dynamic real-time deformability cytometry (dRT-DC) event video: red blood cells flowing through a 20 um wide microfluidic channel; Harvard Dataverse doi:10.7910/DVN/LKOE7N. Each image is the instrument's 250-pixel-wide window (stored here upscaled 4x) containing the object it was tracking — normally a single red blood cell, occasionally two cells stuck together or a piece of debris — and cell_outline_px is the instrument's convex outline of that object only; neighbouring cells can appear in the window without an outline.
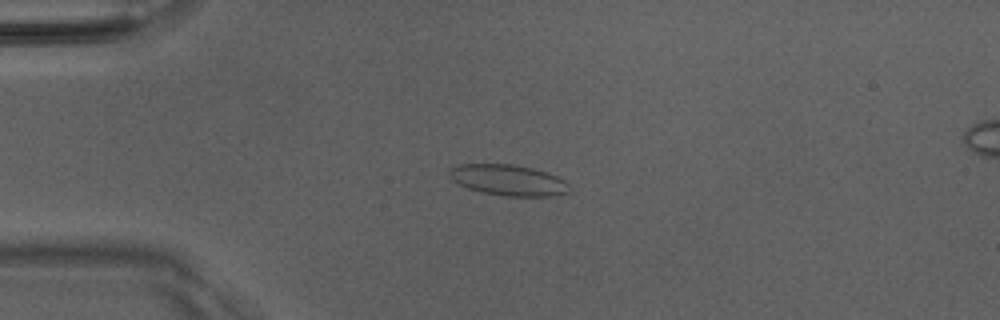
{"species": "Egyptian fruit bat (a non-hibernating species)", "species_latin": "Rousettus aegyptiacus", "temperature_condition": "room temperature", "stored_images_in_passage": 39, "camera_frame_rate_fps": 3000, "um_per_image_px": 0.085, "animal": {"sex": "male"}, "frame": {"image": 1, "passage_image": 1, "time_ms": 0.0, "image_size_px": [1000, 320], "cell_outline_px": [[568, 192], [552, 196], [508, 196], [484, 192], [468, 188], [452, 180], [448, 176], [448, 168], [460, 164], [512, 164], [532, 168], [556, 176], [564, 180], [568, 184]], "centroid_in_image_um": [43.15, 15.3], "position_along_channel_um": 41.8, "area_um2": 21.39}}
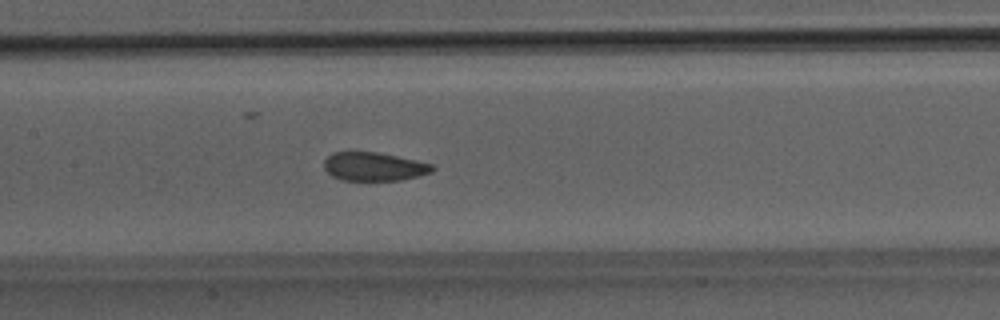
{"frame": {"image": 2, "passage_image": 13, "time_ms": 4.0, "image_size_px": [1000, 320], "cell_outline_px": [[436, 168], [432, 172], [420, 176], [400, 180], [344, 180], [332, 176], [324, 168], [324, 160], [332, 152], [376, 152], [396, 156], [432, 164]], "centroid_in_image_um": [31.79, 14.16], "position_along_channel_um": 175.6, "area_um2": 17.92}}
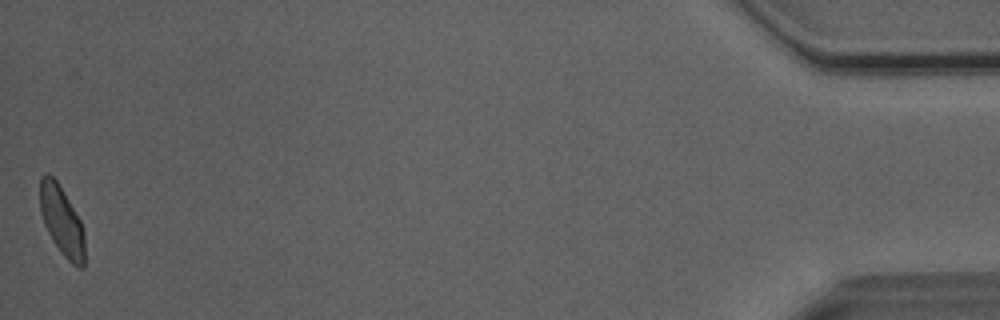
{"frame": {"image": 3, "passage_image": 39, "time_ms": 12.667, "image_size_px": [1000, 320], "cell_outline_px": [[84, 268], [80, 268], [72, 264], [60, 252], [52, 240], [44, 224], [40, 212], [40, 176], [44, 172], [48, 172], [56, 180], [64, 192], [80, 220], [84, 232]], "centroid_in_image_um": [5.23, 18.76], "position_along_channel_um": 430.0, "area_um2": 18.15}, "authors_computed_cell_mechanics": {"area_um2": 18.9006, "velocity_mm_per_s": 4.0502, "shape_relaxation_time_tau1_ms": 4.4937, "shape_relaxation_time_tau2_ms": 1.0246, "deformation_change_tau1": 0.1191, "deformation_change_tau2": 0.0571}}